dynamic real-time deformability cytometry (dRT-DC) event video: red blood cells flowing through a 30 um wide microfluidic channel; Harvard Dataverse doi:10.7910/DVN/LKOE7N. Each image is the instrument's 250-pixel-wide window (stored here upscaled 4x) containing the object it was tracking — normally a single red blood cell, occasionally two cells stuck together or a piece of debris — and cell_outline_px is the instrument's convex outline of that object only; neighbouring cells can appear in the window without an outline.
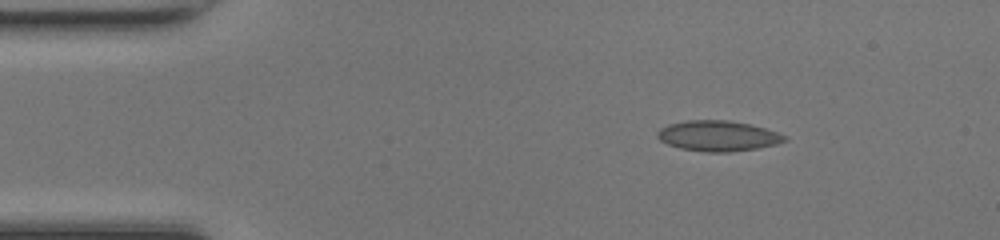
{"species": "common noctule bat (a hibernating species)", "species_latin": "Nyctalus noctula", "temperature_condition": "room temperature", "stored_images_in_passage": 9, "camera_frame_rate_fps": 3000, "um_per_image_px": 0.085, "animal": {"sex": "female", "body_mass_g": 17.0, "forearm_length_mm": 48.0}, "frame": {"image": 1, "passage_image": 1, "time_ms": 0.0, "image_size_px": [1000, 240], "cell_outline_px": [[788, 140], [776, 144], [756, 148], [728, 152], [704, 152], [680, 148], [668, 144], [660, 140], [656, 136], [656, 132], [660, 128], [668, 124], [688, 120], [728, 120], [748, 124], [764, 128], [788, 136]], "centroid_in_image_um": [61.0, 11.55], "position_along_channel_um": 24.0, "area_um2": 22.54}}
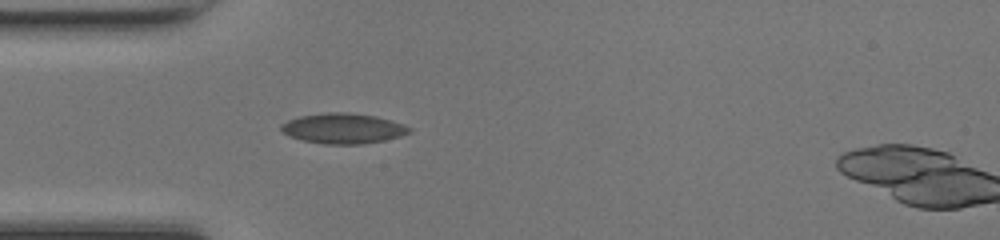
{"frame": {"image": 2, "passage_image": 8, "time_ms": 2.333, "image_size_px": [1000, 240], "cell_outline_px": [[412, 132], [400, 136], [384, 140], [364, 144], [324, 144], [304, 140], [288, 136], [280, 128], [280, 124], [288, 120], [300, 116], [324, 112], [348, 112], [376, 116], [392, 120], [404, 124], [412, 128]], "centroid_in_image_um": [29.19, 10.91], "position_along_channel_um": 55.8, "area_um2": 22.77}}